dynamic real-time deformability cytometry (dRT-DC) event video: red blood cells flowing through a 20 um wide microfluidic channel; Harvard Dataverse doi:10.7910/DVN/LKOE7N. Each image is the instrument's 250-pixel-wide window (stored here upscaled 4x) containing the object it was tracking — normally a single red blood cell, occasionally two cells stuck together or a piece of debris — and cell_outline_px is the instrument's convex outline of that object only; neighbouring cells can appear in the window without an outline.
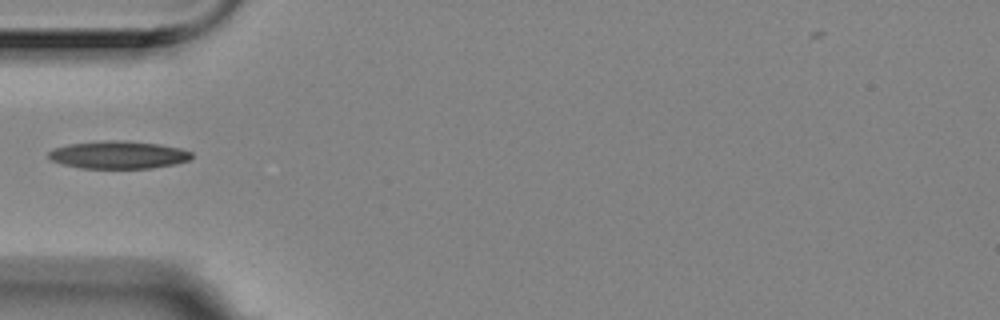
{"species": "Egyptian fruit bat (a non-hibernating species)", "species_latin": "Rousettus aegyptiacus", "temperature_condition": "room temperature", "stored_images_in_passage": 11, "camera_frame_rate_fps": 3000, "um_per_image_px": 0.085, "animal": {"sex": "female"}, "frame": {"image": 1, "passage_image": 1, "time_ms": 0.0, "image_size_px": [1000, 320], "cell_outline_px": [[192, 156], [188, 160], [176, 164], [152, 168], [80, 168], [64, 164], [52, 160], [48, 156], [48, 152], [52, 148], [68, 144], [104, 140], [124, 140], [160, 144], [180, 148], [192, 152]], "centroid_in_image_um": [10.06, 13.15], "position_along_channel_um": 74.9, "area_um2": 23.18}}
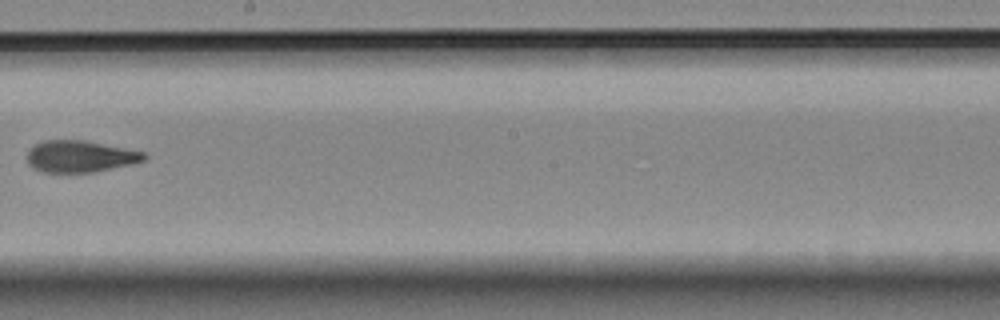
{"frame": {"image": 2, "passage_image": 5, "time_ms": 1.333, "image_size_px": [1000, 320], "cell_outline_px": [[148, 156], [144, 160], [132, 164], [96, 172], [40, 172], [32, 168], [28, 164], [28, 152], [36, 144], [44, 140], [84, 140], [148, 152]], "centroid_in_image_um": [6.86, 13.3], "position_along_channel_um": 241.3, "area_um2": 21.79}}
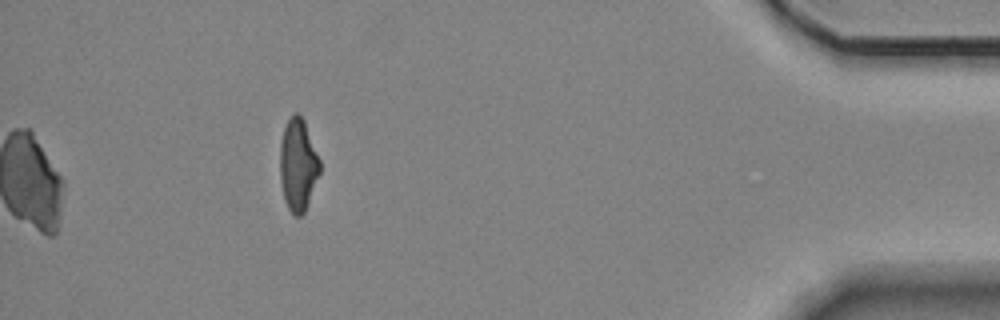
{"frame": {"image": 3, "passage_image": 10, "time_ms": 3.0, "image_size_px": [1000, 320], "cell_outline_px": [[320, 172], [304, 212], [300, 216], [292, 216], [284, 200], [280, 180], [280, 144], [284, 128], [288, 120], [296, 112], [300, 112], [304, 120], [320, 160]], "centroid_in_image_um": [25.32, 14.02], "position_along_channel_um": 409.9, "area_um2": 21.39}}